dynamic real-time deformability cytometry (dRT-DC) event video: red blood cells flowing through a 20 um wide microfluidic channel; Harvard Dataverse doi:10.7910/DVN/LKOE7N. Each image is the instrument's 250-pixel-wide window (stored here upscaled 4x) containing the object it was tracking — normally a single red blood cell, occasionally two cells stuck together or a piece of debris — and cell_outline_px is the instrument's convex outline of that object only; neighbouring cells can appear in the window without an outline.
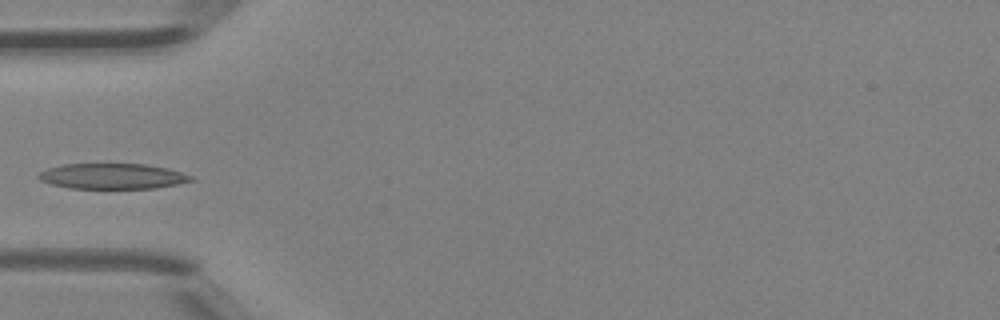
{"species": "Egyptian fruit bat (a non-hibernating species)", "species_latin": "Rousettus aegyptiacus", "temperature_condition": "room temperature", "stored_images_in_passage": 5, "camera_frame_rate_fps": 3000, "um_per_image_px": 0.085, "animal": {"sex": "female"}, "frame": {"image": 1, "passage_image": 5, "time_ms": 1.333, "image_size_px": [1000, 320], "cell_outline_px": [[196, 180], [156, 188], [68, 188], [52, 184], [40, 180], [36, 176], [40, 172], [48, 168], [64, 164], [148, 164], [168, 168], [192, 176]], "centroid_in_image_um": [9.57, 14.97], "position_along_channel_um": 75.4, "area_um2": 22.6}}